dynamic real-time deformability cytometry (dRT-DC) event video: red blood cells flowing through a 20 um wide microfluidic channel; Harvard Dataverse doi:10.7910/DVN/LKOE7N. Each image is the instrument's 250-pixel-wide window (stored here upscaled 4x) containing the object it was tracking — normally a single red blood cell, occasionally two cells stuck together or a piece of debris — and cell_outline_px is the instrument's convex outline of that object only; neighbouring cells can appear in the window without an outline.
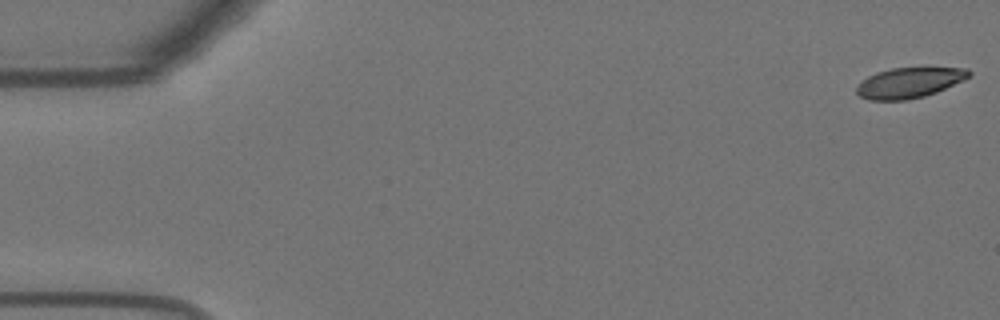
{"species": "Egyptian fruit bat (a non-hibernating species)", "species_latin": "Rousettus aegyptiacus", "temperature_condition": "warm", "stored_images_in_passage": 56, "camera_frame_rate_fps": 3000, "um_per_image_px": 0.085, "animal": {"sex": "female"}, "frame": {"image": 1, "passage_image": 1, "time_ms": 0.0, "image_size_px": [1000, 320], "cell_outline_px": [[972, 72], [968, 76], [936, 92], [924, 96], [908, 100], [868, 100], [860, 96], [856, 92], [856, 88], [868, 76], [876, 72], [892, 68], [968, 68]], "centroid_in_image_um": [77.24, 7.03], "position_along_channel_um": 7.8, "area_um2": 19.48}}
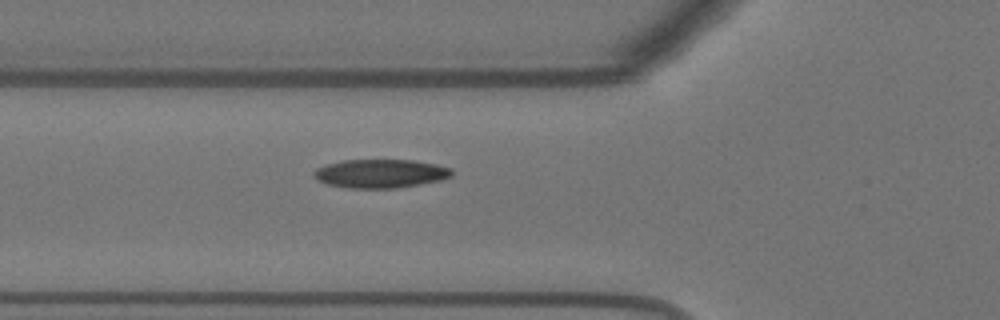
{"frame": {"image": 2, "passage_image": 20, "time_ms": 6.333, "image_size_px": [1000, 320], "cell_outline_px": [[452, 176], [440, 180], [420, 184], [396, 188], [348, 188], [328, 184], [312, 176], [312, 172], [316, 168], [328, 164], [344, 160], [412, 160], [436, 164], [452, 168]], "centroid_in_image_um": [32.35, 14.75], "position_along_channel_um": 93.5, "area_um2": 22.95}}
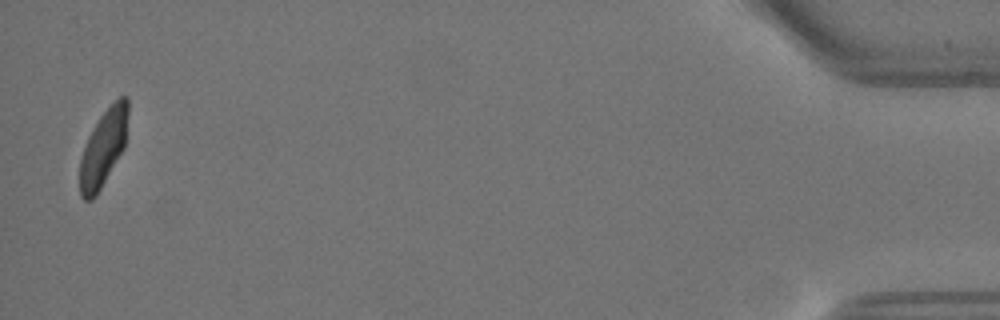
{"frame": {"image": 3, "passage_image": 55, "time_ms": 18.0, "image_size_px": [1000, 320], "cell_outline_px": [[128, 116], [124, 148], [96, 196], [92, 200], [84, 200], [80, 196], [80, 160], [88, 136], [92, 128], [100, 116], [120, 96], [128, 96]], "centroid_in_image_um": [8.78, 12.58], "position_along_channel_um": 426.4, "area_um2": 21.33}, "authors_computed_cell_mechanics": {"area_um2": 22.2819, "velocity_mm_per_s": 3.6327, "shape_relaxation_time_tau1_ms": 4.5437, "shape_relaxation_time_tau2_ms": 1.1417, "deformation_change_tau1": 0.1648, "deformation_change_tau2": 0.0514}}